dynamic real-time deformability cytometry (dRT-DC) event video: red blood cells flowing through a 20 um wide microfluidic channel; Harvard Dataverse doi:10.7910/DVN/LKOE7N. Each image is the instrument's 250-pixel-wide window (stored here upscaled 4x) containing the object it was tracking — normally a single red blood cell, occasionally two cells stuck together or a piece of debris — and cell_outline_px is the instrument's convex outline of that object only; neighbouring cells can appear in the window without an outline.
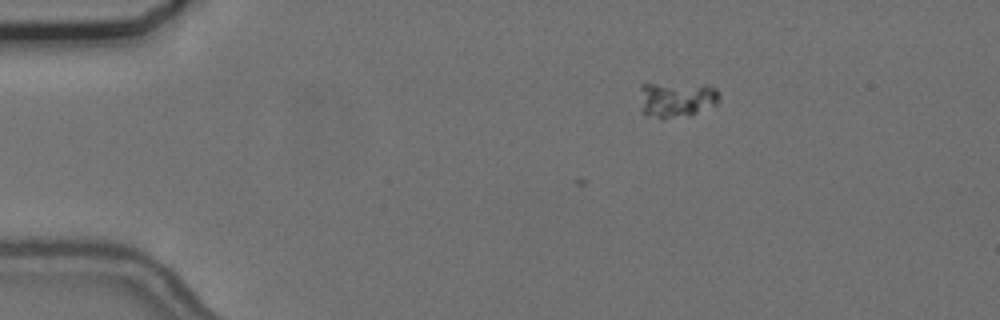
{"species": "common noctule bat (a hibernating species)", "species_latin": "Nyctalus noctula", "temperature_condition": "cold", "stored_images_in_passage": 3, "camera_frame_rate_fps": 3000, "um_per_image_px": 0.085, "animal": {"sex": "female", "body_mass_g": 24.6, "forearm_length_mm": 56.2}, "frame": {"image": 1, "passage_image": 3, "time_ms": 0.667, "image_size_px": [1000, 320], "cell_outline_px": [[720, 100], [716, 104], [688, 116], [660, 120], [644, 112], [640, 88], [640, 84], [704, 84], [716, 88], [720, 92]], "centroid_in_image_um": [57.57, 8.45], "position_along_channel_um": 27.4, "area_um2": 16.47}}